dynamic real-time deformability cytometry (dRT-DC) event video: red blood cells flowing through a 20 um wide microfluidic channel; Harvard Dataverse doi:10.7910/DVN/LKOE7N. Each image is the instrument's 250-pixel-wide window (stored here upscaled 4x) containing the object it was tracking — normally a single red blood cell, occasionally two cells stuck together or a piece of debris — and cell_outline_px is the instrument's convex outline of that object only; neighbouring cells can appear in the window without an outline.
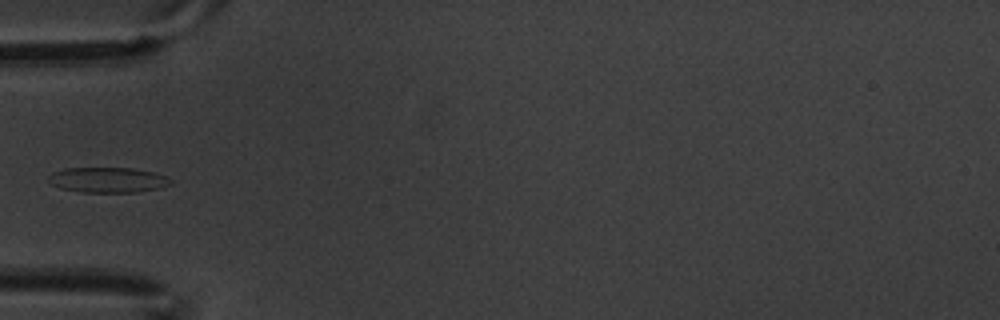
{"species": "common noctule bat (a hibernating species)", "species_latin": "Nyctalus noctula", "temperature_condition": "warm", "stored_images_in_passage": 5, "camera_frame_rate_fps": 3000, "um_per_image_px": 0.085, "animal": {"sex": "male", "body_mass_g": 20.1, "forearm_length_mm": 53.5}, "frame": {"image": 1, "passage_image": 5, "time_ms": 1.333, "image_size_px": [1000, 320], "cell_outline_px": [[172, 184], [160, 188], [136, 192], [80, 192], [60, 188], [52, 184], [48, 180], [48, 176], [52, 172], [64, 168], [132, 168], [152, 172], [164, 176], [172, 180]], "centroid_in_image_um": [9.14, 15.29], "position_along_channel_um": 75.9, "area_um2": 17.98}}